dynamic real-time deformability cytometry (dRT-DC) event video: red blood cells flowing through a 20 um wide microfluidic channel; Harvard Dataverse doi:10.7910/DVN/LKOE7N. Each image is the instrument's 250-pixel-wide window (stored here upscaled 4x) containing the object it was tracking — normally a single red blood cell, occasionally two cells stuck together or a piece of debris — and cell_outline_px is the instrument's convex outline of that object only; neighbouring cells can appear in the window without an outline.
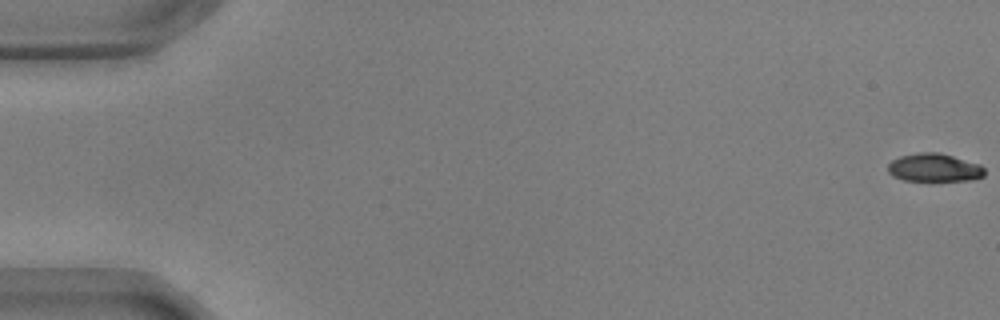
{"species": "common noctule bat (a hibernating species)", "species_latin": "Nyctalus noctula", "temperature_condition": "warm", "stored_images_in_passage": 57, "camera_frame_rate_fps": 3000, "um_per_image_px": 0.085, "animal": {"sex": "male", "body_mass_g": 17.9, "forearm_length_mm": 54.2}, "frame": {"image": 1, "passage_image": 1, "time_ms": 0.0, "image_size_px": [1000, 320], "cell_outline_px": [[984, 176], [972, 180], [904, 180], [892, 176], [888, 172], [888, 164], [892, 160], [900, 156], [920, 152], [936, 152], [952, 156], [980, 164], [984, 168]], "centroid_in_image_um": [79.4, 14.25], "position_along_channel_um": 5.6, "area_um2": 15.72}}
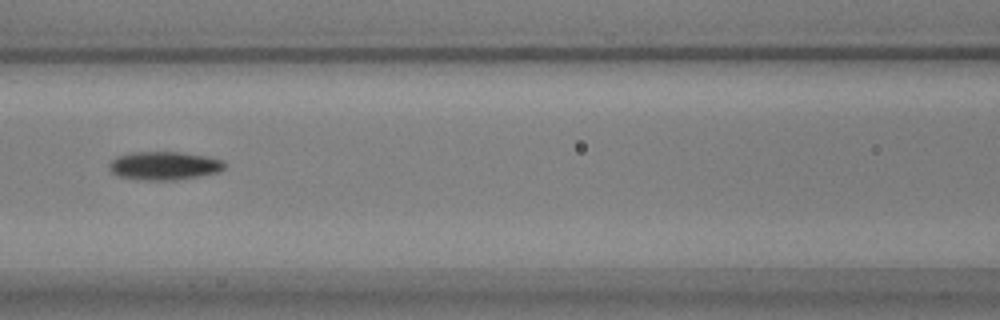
{"frame": {"image": 2, "passage_image": 26, "time_ms": 8.333, "image_size_px": [1000, 320], "cell_outline_px": [[224, 168], [220, 172], [200, 176], [176, 180], [136, 180], [120, 176], [112, 172], [108, 168], [108, 164], [116, 156], [132, 152], [180, 152], [208, 156], [224, 160]], "centroid_in_image_um": [13.96, 14.09], "position_along_channel_um": 152.6, "area_um2": 19.31}}
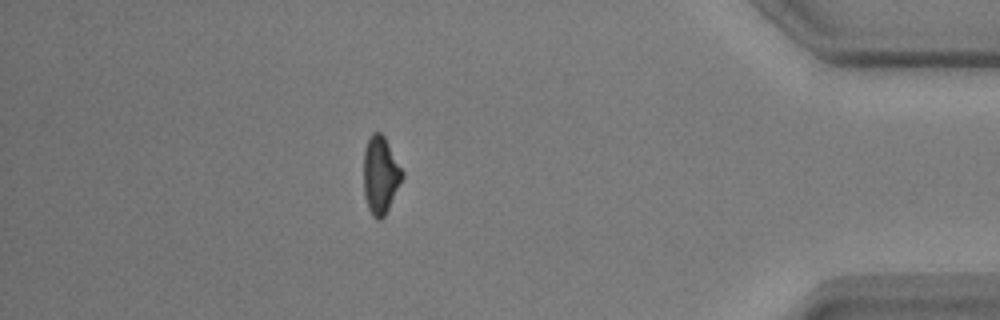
{"frame": {"image": 3, "passage_image": 50, "time_ms": 16.333, "image_size_px": [1000, 320], "cell_outline_px": [[404, 176], [384, 216], [380, 220], [376, 220], [372, 216], [368, 208], [364, 196], [364, 148], [372, 132], [380, 132], [384, 136], [404, 172]], "centroid_in_image_um": [32.33, 14.88], "position_along_channel_um": 402.9, "area_um2": 17.4}, "authors_computed_cell_mechanics": {"area_um2": 17.6868, "velocity_mm_per_s": 3.6295, "shape_relaxation_time_tau1_ms": 4.3062, "shape_relaxation_time_tau2_ms": 6.0144, "deformation_change_tau1": 0.1608, "deformation_change_tau2": 0.1272}}